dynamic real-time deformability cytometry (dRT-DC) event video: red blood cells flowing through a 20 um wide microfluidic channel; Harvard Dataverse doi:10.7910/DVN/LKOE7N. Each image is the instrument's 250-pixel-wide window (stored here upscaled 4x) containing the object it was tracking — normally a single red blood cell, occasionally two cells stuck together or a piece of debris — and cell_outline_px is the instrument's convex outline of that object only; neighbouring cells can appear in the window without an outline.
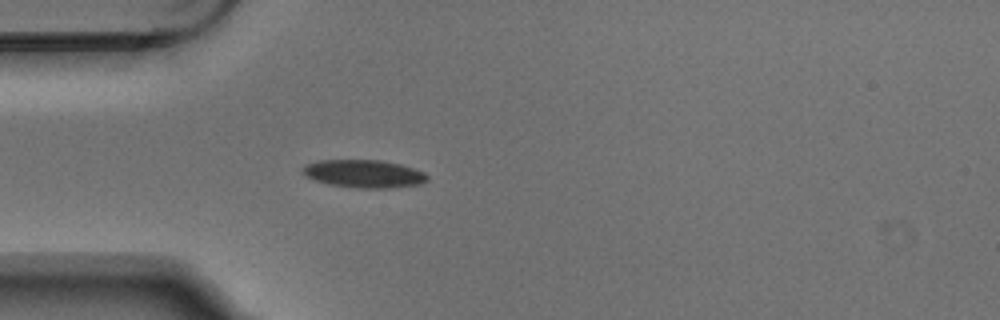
{"species": "Egyptian fruit bat (a non-hibernating species)", "species_latin": "Rousettus aegyptiacus", "temperature_condition": "warm", "stored_images_in_passage": 5, "camera_frame_rate_fps": 3000, "um_per_image_px": 0.085, "animal": {"sex": "male"}, "frame": {"image": 1, "passage_image": 5, "time_ms": 1.333, "image_size_px": [1000, 320], "cell_outline_px": [[428, 180], [420, 184], [388, 188], [360, 188], [328, 184], [304, 176], [304, 168], [308, 164], [320, 160], [380, 160], [400, 164], [424, 172], [428, 176]], "centroid_in_image_um": [30.96, 14.77], "position_along_channel_um": 54.0, "area_um2": 20.0}}